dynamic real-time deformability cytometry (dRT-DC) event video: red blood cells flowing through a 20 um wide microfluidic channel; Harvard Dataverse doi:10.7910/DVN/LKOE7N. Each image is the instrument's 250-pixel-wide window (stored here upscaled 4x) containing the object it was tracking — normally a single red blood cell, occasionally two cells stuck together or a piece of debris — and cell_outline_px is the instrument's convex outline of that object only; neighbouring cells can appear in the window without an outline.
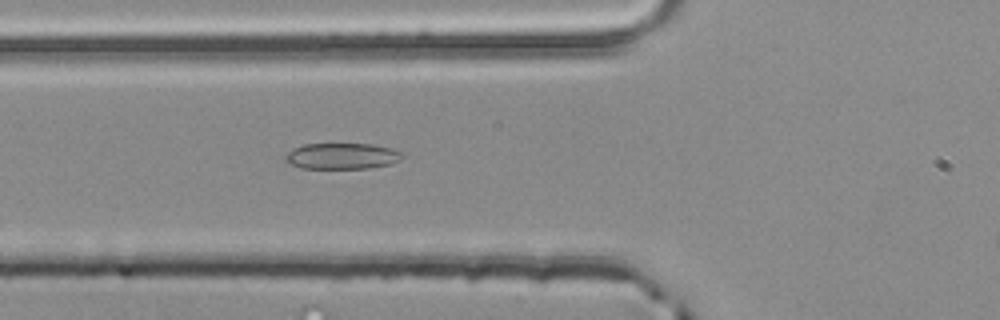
{"species": "common noctule bat (a hibernating species)", "species_latin": "Nyctalus noctula", "temperature_condition": "room temperature", "stored_images_in_passage": 7, "camera_frame_rate_fps": 3000, "um_per_image_px": 0.085, "animal": {"sex": "male", "body_mass_g": 20.4}, "frame": {"image": 1, "passage_image": 6, "time_ms": 1.667, "image_size_px": [1000, 320], "cell_outline_px": [[404, 156], [400, 160], [392, 164], [368, 168], [300, 168], [284, 160], [288, 152], [292, 148], [304, 144], [372, 144], [392, 148], [400, 152]], "centroid_in_image_um": [29.08, 13.26], "position_along_channel_um": 96.7, "area_um2": 17.74}}